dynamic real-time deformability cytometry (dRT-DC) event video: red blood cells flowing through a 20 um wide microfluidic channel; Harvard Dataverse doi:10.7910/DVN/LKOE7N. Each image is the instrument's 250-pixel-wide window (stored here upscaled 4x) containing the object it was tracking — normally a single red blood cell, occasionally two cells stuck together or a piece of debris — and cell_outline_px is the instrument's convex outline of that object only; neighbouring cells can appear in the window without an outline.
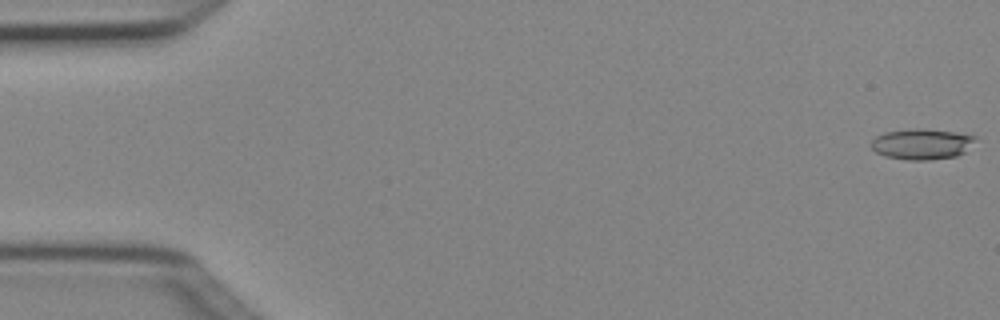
{"species": "Egyptian fruit bat (a non-hibernating species)", "species_latin": "Rousettus aegyptiacus", "temperature_condition": "cold", "stored_images_in_passage": 5, "segment_of_instrument_passage": [2, 2], "camera_frame_rate_fps": 3000, "um_per_image_px": 0.085, "animal": {"sex": "female"}, "frame": {"image": 1, "passage_image": 5, "time_ms": 1.333, "image_size_px": [1000, 320], "cell_outline_px": [[976, 140], [964, 152], [956, 156], [928, 160], [908, 160], [884, 156], [876, 152], [872, 148], [872, 140], [876, 136], [884, 132], [912, 128], [920, 128], [956, 132], [976, 136]], "centroid_in_image_um": [78.34, 12.23], "position_along_channel_um": 6.7, "area_um2": 18.67}}